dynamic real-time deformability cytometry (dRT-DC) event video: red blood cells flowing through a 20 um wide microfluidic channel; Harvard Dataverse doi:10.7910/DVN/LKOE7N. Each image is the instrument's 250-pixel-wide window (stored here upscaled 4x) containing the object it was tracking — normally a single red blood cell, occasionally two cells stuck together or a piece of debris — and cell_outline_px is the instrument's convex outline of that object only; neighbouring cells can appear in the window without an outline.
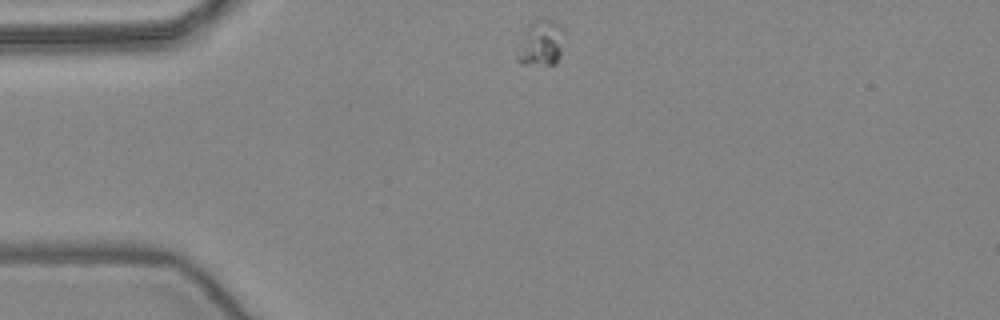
{"species": "common noctule bat (a hibernating species)", "species_latin": "Nyctalus noctula", "temperature_condition": "warm", "stored_images_in_passage": 36, "camera_frame_rate_fps": 3000, "um_per_image_px": 0.085, "animal": {"sex": "female", "body_mass_g": 24.6, "forearm_length_mm": 56.2}, "frame": {"image": 1, "passage_image": 1, "time_ms": 0.0, "image_size_px": [1000, 320], "cell_outline_px": [[564, 32], [560, 56], [556, 64], [520, 64], [516, 60], [516, 56], [532, 20], [544, 16], [560, 24]], "centroid_in_image_um": [46.03, 3.64], "position_along_channel_um": 39.0, "area_um2": 12.37}}
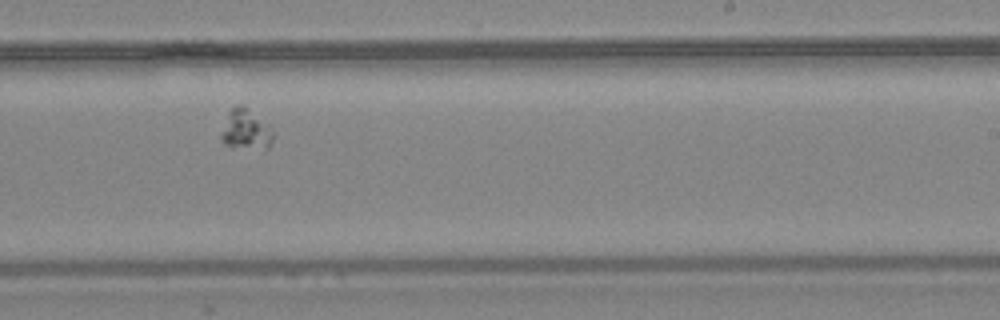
{"frame": {"image": 2, "passage_image": 22, "time_ms": 7.0, "image_size_px": [1000, 320], "cell_outline_px": [[276, 132], [268, 148], [232, 148], [224, 144], [220, 140], [220, 136], [228, 112], [236, 104], [240, 104], [268, 124]], "centroid_in_image_um": [20.89, 11.05], "position_along_channel_um": 268.1, "area_um2": 12.25}}
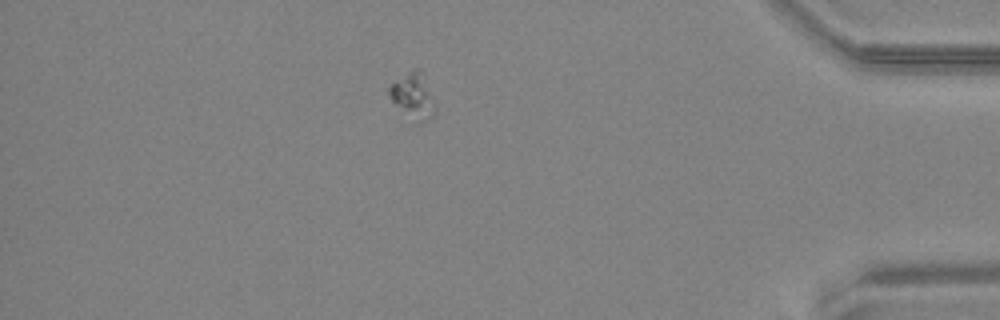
{"frame": {"image": 3, "passage_image": 36, "time_ms": 11.667, "image_size_px": [1000, 320], "cell_outline_px": [[432, 116], [428, 120], [420, 124], [416, 124], [392, 100], [388, 92], [388, 88], [392, 84], [412, 68], [420, 68], [424, 72], [432, 108]], "centroid_in_image_um": [35.07, 8.13], "position_along_channel_um": 400.1, "area_um2": 11.62}}